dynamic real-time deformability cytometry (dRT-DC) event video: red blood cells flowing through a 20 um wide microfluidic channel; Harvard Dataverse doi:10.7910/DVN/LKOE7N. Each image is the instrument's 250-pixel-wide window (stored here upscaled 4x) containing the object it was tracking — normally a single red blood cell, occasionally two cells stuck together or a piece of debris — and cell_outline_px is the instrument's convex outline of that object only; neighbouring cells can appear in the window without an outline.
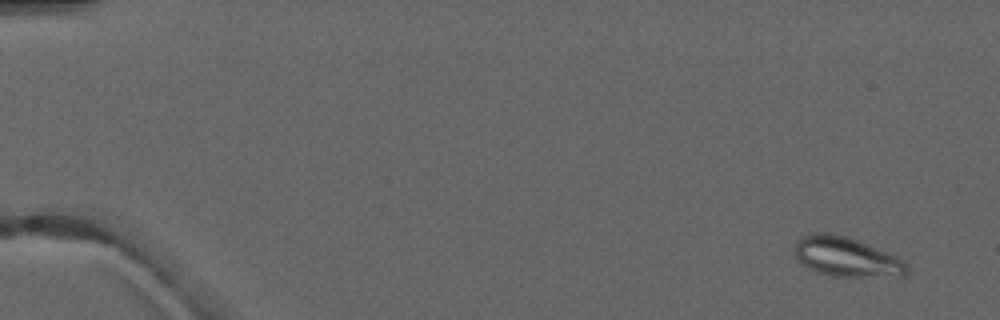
{"species": "common noctule bat (a hibernating species)", "species_latin": "Nyctalus noctula", "temperature_condition": "warm", "stored_images_in_passage": 5, "camera_frame_rate_fps": 3000, "um_per_image_px": 0.085, "animal": {"sex": "male", "forearm_length_mm": 52.5}, "frame": {"image": 1, "passage_image": 1, "time_ms": 0.0, "image_size_px": [1000, 320], "cell_outline_px": [[908, 272], [904, 276], [832, 276], [816, 272], [808, 268], [796, 256], [792, 248], [792, 244], [800, 236], [812, 232], [832, 232], [856, 240], [896, 256], [904, 260], [908, 268]], "centroid_in_image_um": [71.88, 21.82], "position_along_channel_um": 13.1, "area_um2": 25.95}}